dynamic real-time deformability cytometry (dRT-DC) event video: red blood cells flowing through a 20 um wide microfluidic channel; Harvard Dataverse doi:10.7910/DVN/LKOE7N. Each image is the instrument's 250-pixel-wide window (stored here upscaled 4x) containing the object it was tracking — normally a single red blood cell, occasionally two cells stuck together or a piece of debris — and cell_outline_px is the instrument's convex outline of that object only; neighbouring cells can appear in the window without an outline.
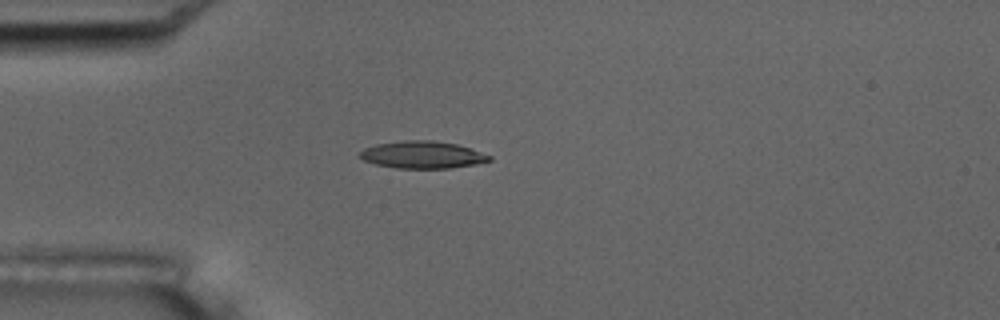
{"species": "common noctule bat (a hibernating species)", "species_latin": "Nyctalus noctula", "temperature_condition": "room temperature", "stored_images_in_passage": 3, "camera_frame_rate_fps": 3000, "um_per_image_px": 0.085, "animal": {"sex": "male", "body_mass_g": 17.5, "forearm_length_mm": 52.3}, "frame": {"image": 1, "passage_image": 3, "time_ms": 2.333, "image_size_px": [1000, 320], "cell_outline_px": [[492, 160], [476, 164], [452, 168], [396, 168], [376, 164], [364, 160], [360, 156], [360, 152], [364, 148], [376, 144], [404, 140], [432, 140], [456, 144], [492, 156]], "centroid_in_image_um": [35.91, 13.16], "position_along_channel_um": 49.1, "area_um2": 20.4}}